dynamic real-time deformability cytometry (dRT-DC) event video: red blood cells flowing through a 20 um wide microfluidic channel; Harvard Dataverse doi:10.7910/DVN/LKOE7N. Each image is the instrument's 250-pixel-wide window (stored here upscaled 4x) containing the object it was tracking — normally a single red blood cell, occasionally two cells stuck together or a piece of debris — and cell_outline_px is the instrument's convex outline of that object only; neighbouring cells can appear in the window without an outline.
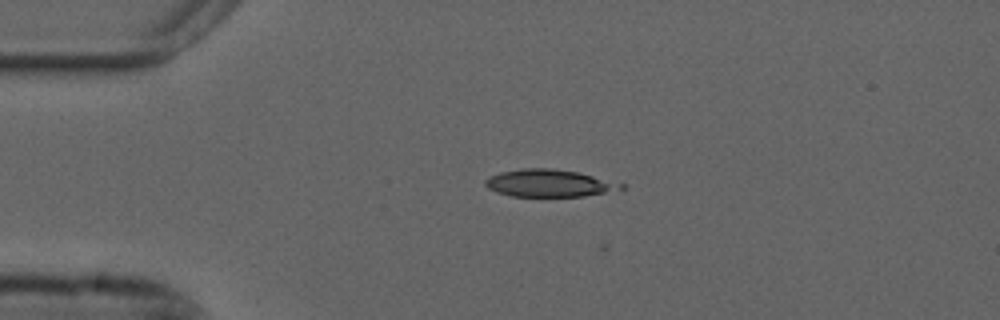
{"species": "common noctule bat (a hibernating species)", "species_latin": "Nyctalus noctula", "temperature_condition": "cold", "stored_images_in_passage": 3, "camera_frame_rate_fps": 3000, "um_per_image_px": 0.085, "animal": {"sex": "male", "forearm_length_mm": 52.5}, "frame": {"image": 1, "passage_image": 2, "time_ms": 0.333, "image_size_px": [1000, 320], "cell_outline_px": [[612, 188], [604, 192], [584, 196], [512, 196], [496, 192], [488, 188], [484, 184], [484, 180], [488, 176], [500, 172], [524, 168], [552, 168], [576, 172], [592, 176], [608, 184]], "centroid_in_image_um": [46.31, 15.56], "position_along_channel_um": 38.7, "area_um2": 20.29}}